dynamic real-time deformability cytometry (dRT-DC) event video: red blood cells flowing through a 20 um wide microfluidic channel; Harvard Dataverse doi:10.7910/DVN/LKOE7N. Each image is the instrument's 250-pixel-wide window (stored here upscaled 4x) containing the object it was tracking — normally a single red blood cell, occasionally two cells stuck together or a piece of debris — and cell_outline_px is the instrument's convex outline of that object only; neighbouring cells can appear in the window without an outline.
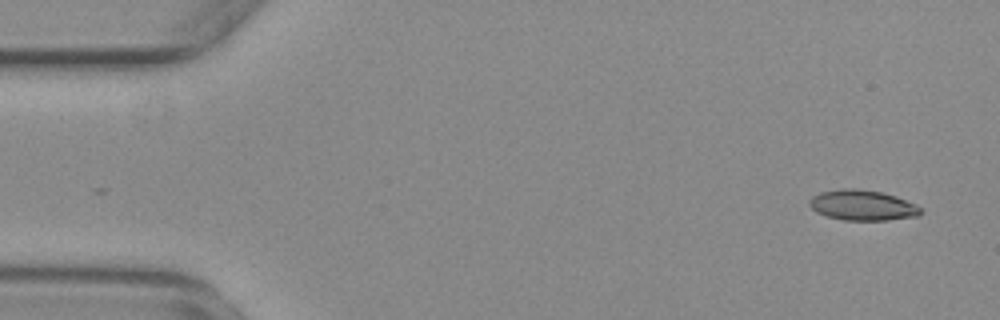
{"species": "common noctule bat (a hibernating species)", "species_latin": "Nyctalus noctula", "temperature_condition": "warm", "stored_images_in_passage": 55, "camera_frame_rate_fps": 3000, "um_per_image_px": 0.085, "animal": {"sex": "female", "body_mass_g": 29.2, "forearm_length_mm": 56.3}, "frame": {"image": 1, "passage_image": 3, "time_ms": 0.667, "image_size_px": [1000, 320], "cell_outline_px": [[920, 216], [888, 220], [844, 220], [828, 216], [816, 212], [808, 204], [808, 200], [812, 196], [820, 192], [844, 188], [856, 188], [880, 192], [896, 196], [916, 204], [920, 208]], "centroid_in_image_um": [73.3, 17.44], "position_along_channel_um": 11.7, "area_um2": 19.71}}
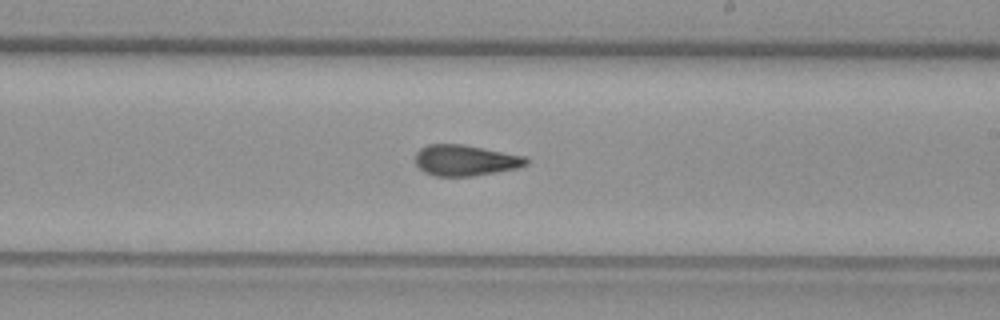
{"frame": {"image": 2, "passage_image": 32, "time_ms": 10.333, "image_size_px": [1000, 320], "cell_outline_px": [[528, 164], [516, 168], [496, 172], [472, 176], [436, 176], [424, 172], [416, 164], [416, 152], [420, 148], [428, 144], [464, 144], [524, 156], [528, 160]], "centroid_in_image_um": [39.53, 13.62], "position_along_channel_um": 249.5, "area_um2": 19.88}}
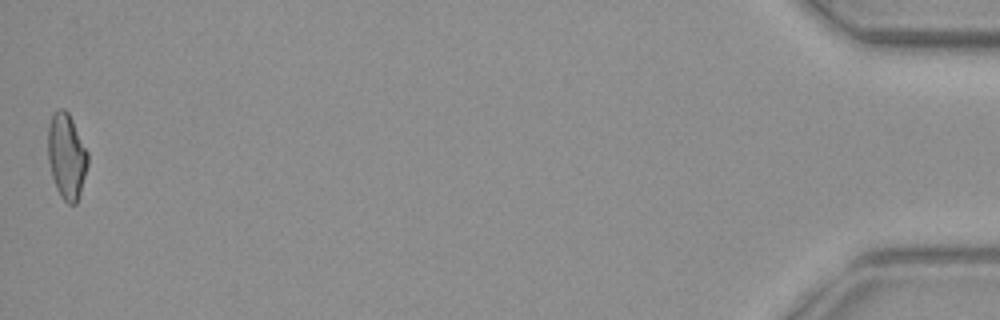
{"frame": {"image": 3, "passage_image": 55, "time_ms": 18.0, "image_size_px": [1000, 320], "cell_outline_px": [[88, 164], [80, 192], [76, 204], [68, 204], [60, 196], [56, 188], [52, 176], [48, 160], [48, 124], [52, 116], [60, 108], [64, 108], [68, 112], [88, 152]], "centroid_in_image_um": [5.65, 13.28], "position_along_channel_um": 429.5, "area_um2": 19.71}, "authors_computed_cell_mechanics": {"area_um2": 19.8832, "velocity_mm_per_s": 3.7188, "shape_relaxation_time_tau1_ms": null, "shape_relaxation_time_tau2_ms": 2.8144, "deformation_change_tau1": null, "deformation_change_tau2": 0.1104}}